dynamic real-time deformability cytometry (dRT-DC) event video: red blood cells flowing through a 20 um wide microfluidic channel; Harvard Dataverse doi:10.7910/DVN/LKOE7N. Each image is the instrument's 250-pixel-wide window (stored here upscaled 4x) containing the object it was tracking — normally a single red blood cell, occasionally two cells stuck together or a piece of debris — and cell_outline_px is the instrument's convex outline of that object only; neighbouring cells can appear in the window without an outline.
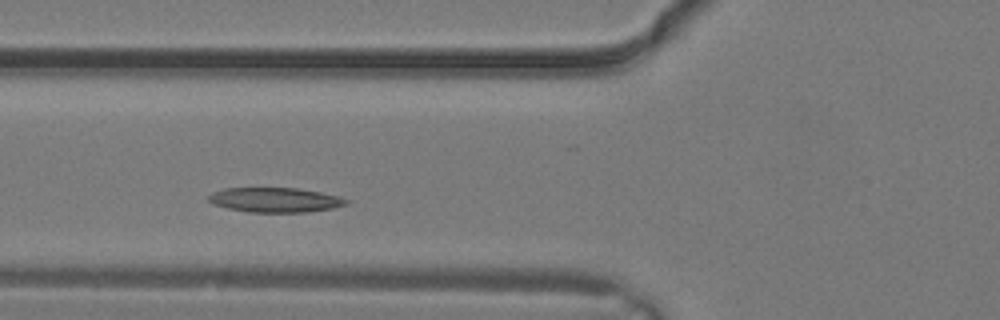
{"species": "common noctule bat (a hibernating species)", "species_latin": "Nyctalus noctula", "temperature_condition": "warm", "stored_images_in_passage": 14, "camera_frame_rate_fps": 3000, "um_per_image_px": 0.085, "animal": {"sex": "male", "body_mass_g": 19.2, "forearm_length_mm": 51.8}, "frame": {"image": 1, "passage_image": 5, "time_ms": 1.333, "image_size_px": [1000, 320], "cell_outline_px": [[348, 204], [332, 208], [308, 212], [248, 212], [228, 208], [212, 204], [208, 200], [208, 196], [212, 192], [224, 188], [296, 188], [320, 192], [340, 196], [348, 200]], "centroid_in_image_um": [23.37, 16.99], "position_along_channel_um": 102.4, "area_um2": 19.83}}
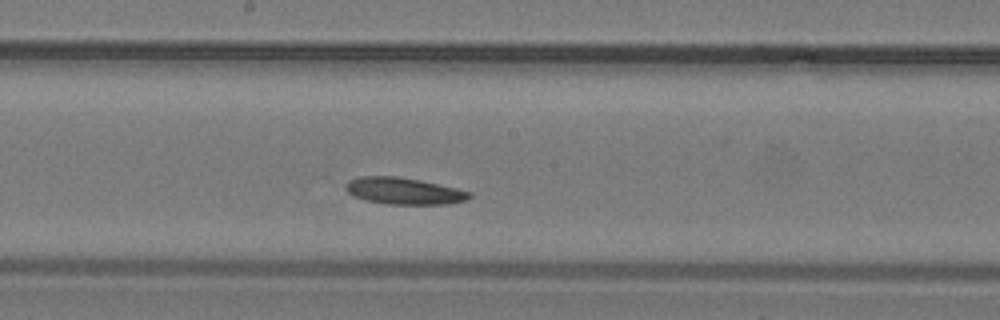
{"frame": {"image": 2, "passage_image": 10, "time_ms": 3.0, "image_size_px": [1000, 320], "cell_outline_px": [[472, 196], [464, 200], [444, 204], [388, 204], [364, 200], [352, 196], [344, 188], [344, 184], [348, 180], [360, 176], [396, 176], [420, 180], [456, 188], [472, 192]], "centroid_in_image_um": [34.26, 16.22], "position_along_channel_um": 213.9, "area_um2": 19.31}}
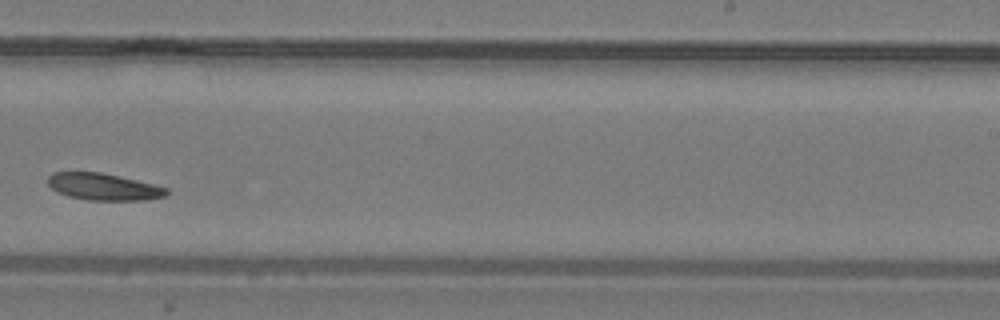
{"frame": {"image": 3, "passage_image": 13, "time_ms": 4.0, "image_size_px": [1000, 320], "cell_outline_px": [[168, 192], [164, 196], [144, 200], [88, 200], [68, 196], [56, 192], [48, 184], [48, 176], [52, 172], [100, 172], [120, 176], [168, 188]], "centroid_in_image_um": [8.76, 15.87], "position_along_channel_um": 280.2, "area_um2": 18.5}}